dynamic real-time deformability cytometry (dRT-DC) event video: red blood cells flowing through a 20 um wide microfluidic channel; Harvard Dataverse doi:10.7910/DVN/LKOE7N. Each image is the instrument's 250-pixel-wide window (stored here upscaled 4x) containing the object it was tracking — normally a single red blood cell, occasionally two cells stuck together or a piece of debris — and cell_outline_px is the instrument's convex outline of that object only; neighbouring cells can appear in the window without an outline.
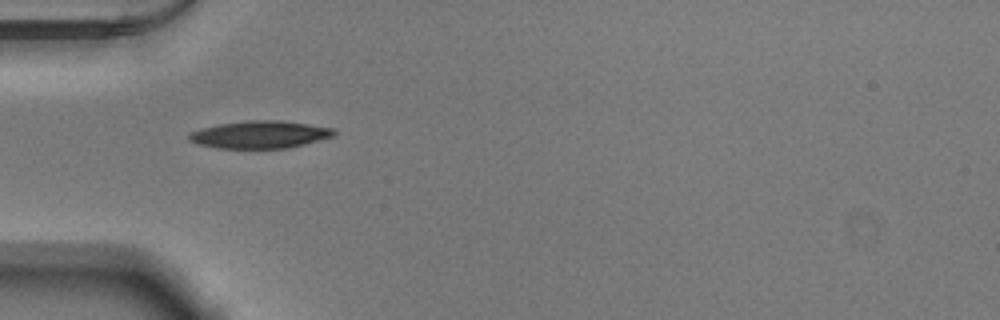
{"species": "Egyptian fruit bat (a non-hibernating species)", "species_latin": "Rousettus aegyptiacus", "temperature_condition": "warm", "stored_images_in_passage": 36, "camera_frame_rate_fps": 3000, "um_per_image_px": 0.085, "animal": {"sex": "male"}, "frame": {"image": 1, "passage_image": 1, "time_ms": 0.0, "image_size_px": [1000, 320], "cell_outline_px": [[336, 136], [288, 148], [216, 148], [196, 144], [188, 140], [188, 136], [192, 132], [200, 128], [220, 124], [252, 120], [280, 120], [308, 124], [332, 128], [336, 132]], "centroid_in_image_um": [22.09, 11.44], "position_along_channel_um": 62.9, "area_um2": 23.18}}
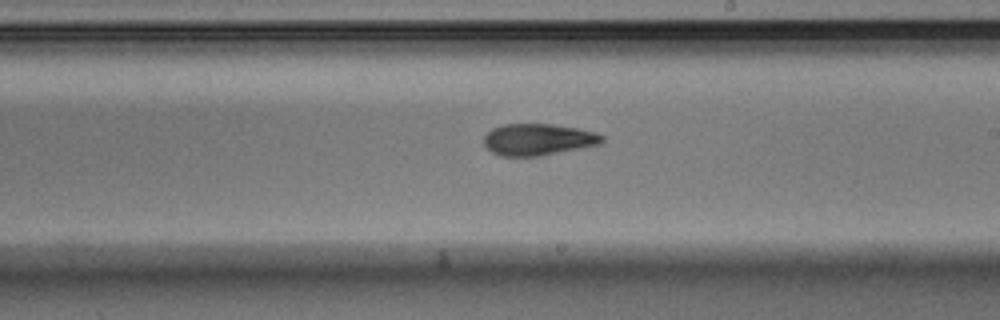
{"frame": {"image": 2, "passage_image": 15, "time_ms": 4.667, "image_size_px": [1000, 320], "cell_outline_px": [[604, 140], [600, 144], [540, 156], [500, 156], [492, 152], [484, 144], [484, 136], [492, 128], [504, 124], [552, 124], [576, 128], [592, 132], [604, 136]], "centroid_in_image_um": [45.71, 11.86], "position_along_channel_um": 243.3, "area_um2": 21.62}}
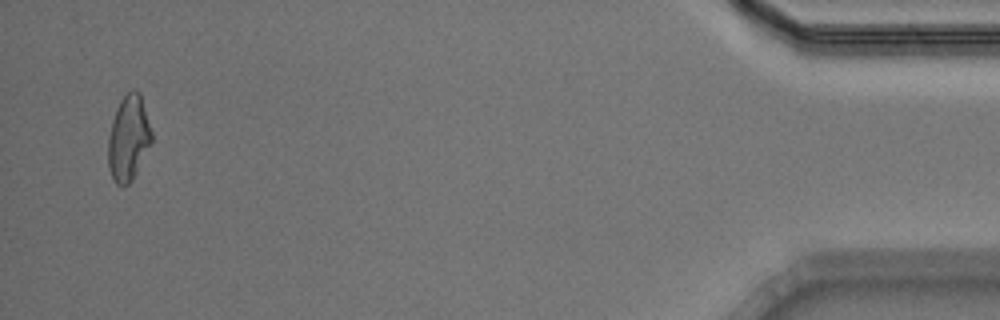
{"frame": {"image": 3, "passage_image": 35, "time_ms": 11.333, "image_size_px": [1000, 320], "cell_outline_px": [[152, 144], [132, 180], [128, 184], [116, 184], [108, 168], [108, 140], [112, 120], [116, 108], [120, 100], [132, 88], [140, 92], [152, 132]], "centroid_in_image_um": [10.93, 11.72], "position_along_channel_um": 424.3, "area_um2": 21.68}, "authors_computed_cell_mechanics": {"area_um2": 21.7328, "velocity_mm_per_s": 3.8966, "shape_relaxation_time_tau1_ms": 6.9567, "shape_relaxation_time_tau2_ms": 2.9434, "deformation_change_tau1": 0.1918, "deformation_change_tau2": 0.0977}}